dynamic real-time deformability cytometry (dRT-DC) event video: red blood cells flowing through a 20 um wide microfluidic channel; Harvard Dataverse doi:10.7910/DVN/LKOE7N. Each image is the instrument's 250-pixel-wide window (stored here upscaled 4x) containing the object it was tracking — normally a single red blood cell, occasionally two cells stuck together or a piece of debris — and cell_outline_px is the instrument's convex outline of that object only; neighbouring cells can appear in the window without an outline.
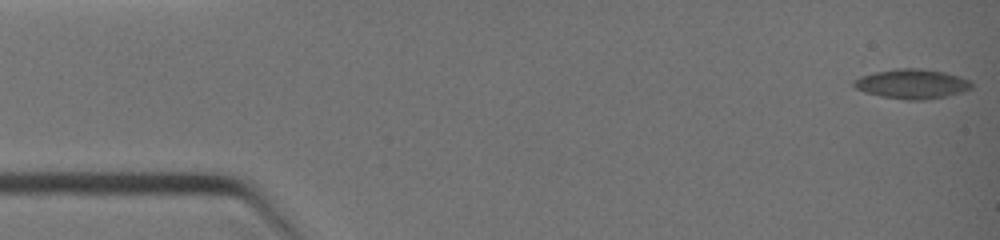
{"species": "common noctule bat (a hibernating species)", "species_latin": "Nyctalus noctula", "temperature_condition": "warm", "stored_images_in_passage": 52, "camera_frame_rate_fps": 3000, "um_per_image_px": 0.085, "animal": {"sex": "female", "body_mass_g": 19.0, "forearm_length_mm": 51.5}, "frame": {"image": 1, "passage_image": 1, "time_ms": 0.0, "image_size_px": [1000, 240], "cell_outline_px": [[972, 88], [960, 92], [944, 96], [924, 100], [908, 100], [880, 96], [864, 92], [856, 88], [852, 84], [852, 80], [868, 72], [896, 68], [920, 68], [944, 72], [960, 76], [968, 80], [972, 84]], "centroid_in_image_um": [77.44, 7.11], "position_along_channel_um": 7.6, "area_um2": 20.46}}
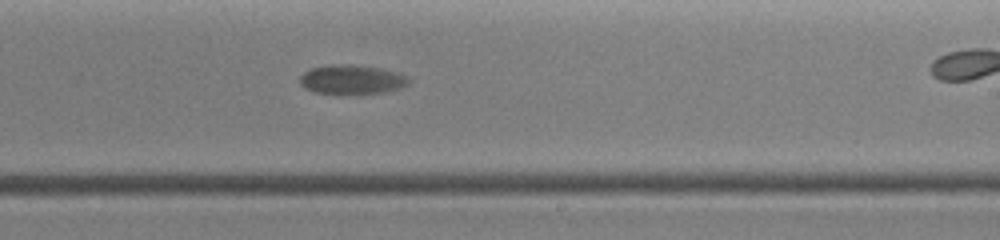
{"frame": {"image": 2, "passage_image": 36, "time_ms": 7.667, "image_size_px": [1000, 240], "cell_outline_px": [[412, 80], [408, 84], [400, 88], [384, 92], [340, 96], [316, 92], [304, 88], [300, 84], [300, 76], [304, 72], [312, 68], [332, 64], [352, 64], [384, 68], [400, 72], [408, 76]], "centroid_in_image_um": [29.94, 6.78], "position_along_channel_um": 259.1, "area_um2": 19.36}}
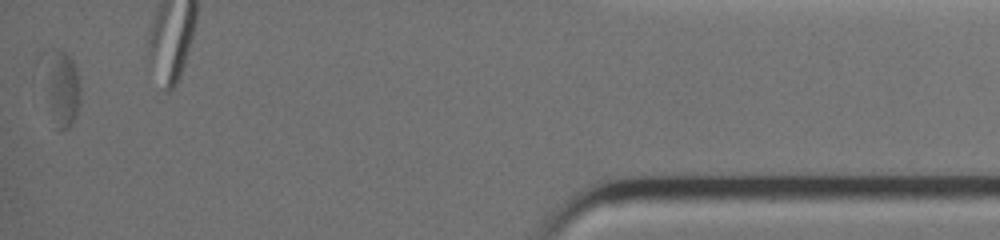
{"frame": {"image": 3, "passage_image": 52, "time_ms": 12.667, "image_size_px": [1000, 240], "cell_outline_px": [[80, 104], [68, 128], [60, 132], [32, 76], [36, 60], [40, 52], [44, 48], [56, 48], [64, 52], [72, 60], [76, 68], [80, 88]], "centroid_in_image_um": [4.93, 7.24], "position_along_channel_um": 430.3, "area_um2": 19.19}}